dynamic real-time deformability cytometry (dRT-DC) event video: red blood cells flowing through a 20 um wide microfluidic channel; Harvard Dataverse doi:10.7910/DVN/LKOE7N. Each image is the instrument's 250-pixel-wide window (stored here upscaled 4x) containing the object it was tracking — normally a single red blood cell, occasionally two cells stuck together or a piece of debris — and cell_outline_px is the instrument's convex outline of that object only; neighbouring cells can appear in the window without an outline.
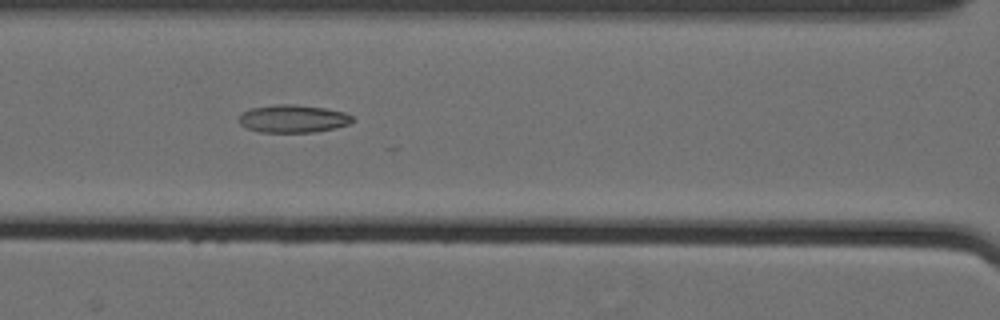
{"species": "Egyptian fruit bat (a non-hibernating species)", "species_latin": "Rousettus aegyptiacus", "temperature_condition": "cold", "stored_images_in_passage": 31, "camera_frame_rate_fps": 3000, "um_per_image_px": 0.085, "animal": {"sex": "female"}, "frame": {"image": 1, "passage_image": 31, "time_ms": 10.0, "image_size_px": [1000, 320], "cell_outline_px": [[356, 120], [348, 124], [336, 128], [312, 132], [260, 132], [248, 128], [240, 124], [240, 116], [244, 112], [252, 108], [272, 104], [296, 104], [324, 108], [344, 112], [352, 116]], "centroid_in_image_um": [24.94, 10.08], "position_along_channel_um": 141.7, "area_um2": 18.32}}